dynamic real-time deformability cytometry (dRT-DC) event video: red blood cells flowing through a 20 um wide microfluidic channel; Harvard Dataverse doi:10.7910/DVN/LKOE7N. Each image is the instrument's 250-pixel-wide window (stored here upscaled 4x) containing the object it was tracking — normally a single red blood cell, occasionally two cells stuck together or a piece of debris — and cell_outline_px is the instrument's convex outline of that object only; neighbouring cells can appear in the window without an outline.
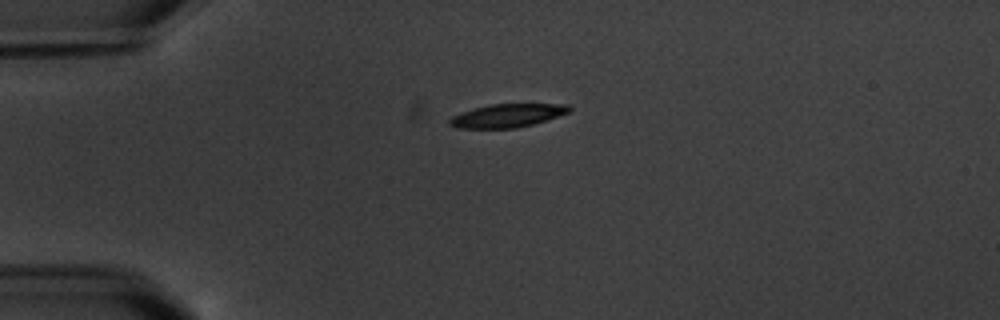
{"species": "common noctule bat (a hibernating species)", "species_latin": "Nyctalus noctula", "temperature_condition": "warm", "stored_images_in_passage": 2, "camera_frame_rate_fps": 3000, "um_per_image_px": 0.085, "animal": {"sex": "male", "body_mass_g": 20.1, "forearm_length_mm": 53.5}, "frame": {"image": 1, "passage_image": 1, "time_ms": 0.0, "image_size_px": [1000, 320], "cell_outline_px": [[572, 108], [568, 112], [532, 124], [516, 128], [456, 128], [448, 124], [448, 120], [452, 116], [472, 108], [488, 104], [568, 104]], "centroid_in_image_um": [43.06, 9.82], "position_along_channel_um": 41.9, "area_um2": 16.18}}